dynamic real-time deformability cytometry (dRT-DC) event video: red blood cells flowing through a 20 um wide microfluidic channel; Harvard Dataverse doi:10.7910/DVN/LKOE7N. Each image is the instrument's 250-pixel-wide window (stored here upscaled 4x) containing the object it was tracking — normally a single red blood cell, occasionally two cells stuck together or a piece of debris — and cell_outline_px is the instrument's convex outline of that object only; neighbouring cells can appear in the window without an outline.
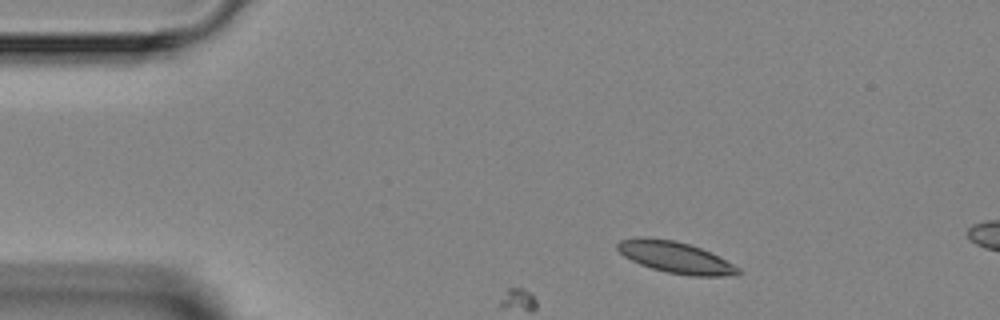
{"species": "Egyptian fruit bat (a non-hibernating species)", "species_latin": "Rousettus aegyptiacus", "temperature_condition": "room temperature", "stored_images_in_passage": 3, "camera_frame_rate_fps": 3000, "um_per_image_px": 0.085, "animal": {"sex": "female"}, "frame": {"image": 1, "passage_image": 1, "time_ms": 0.0, "image_size_px": [1000, 320], "cell_outline_px": [[744, 272], [736, 276], [692, 276], [668, 272], [652, 268], [640, 264], [624, 256], [616, 248], [616, 244], [620, 240], [636, 236], [648, 236], [676, 240], [700, 248], [740, 268]], "centroid_in_image_um": [57.39, 21.86], "position_along_channel_um": 27.6, "area_um2": 22.2}}